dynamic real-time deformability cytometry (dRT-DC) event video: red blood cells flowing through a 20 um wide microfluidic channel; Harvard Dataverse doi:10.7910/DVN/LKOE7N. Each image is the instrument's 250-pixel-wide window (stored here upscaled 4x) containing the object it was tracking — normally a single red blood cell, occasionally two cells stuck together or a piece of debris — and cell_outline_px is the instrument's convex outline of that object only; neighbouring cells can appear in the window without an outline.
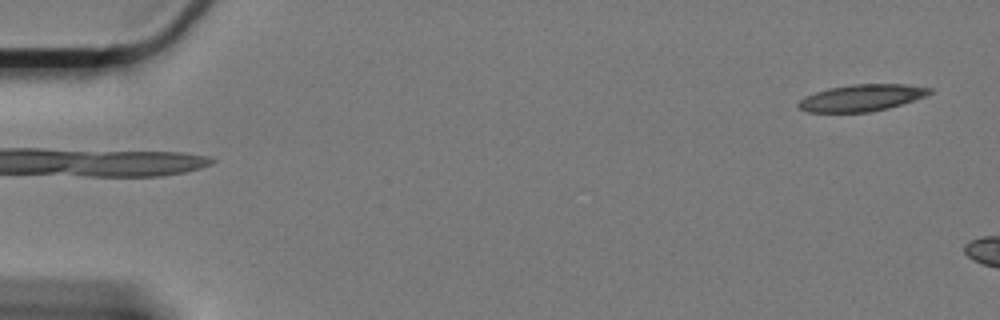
{"species": "Egyptian fruit bat (a non-hibernating species)", "species_latin": "Rousettus aegyptiacus", "temperature_condition": "cold", "stored_images_in_passage": 14, "camera_frame_rate_fps": 3000, "um_per_image_px": 0.085, "animal": {"sex": "female"}, "frame": {"image": 1, "passage_image": 1, "time_ms": 0.0, "image_size_px": [1000, 320], "cell_outline_px": [[936, 88], [932, 92], [924, 96], [888, 108], [868, 112], [808, 112], [800, 108], [796, 104], [804, 96], [828, 88], [852, 84], [908, 84]], "centroid_in_image_um": [73.25, 8.3], "position_along_channel_um": 11.8, "area_um2": 20.4}}